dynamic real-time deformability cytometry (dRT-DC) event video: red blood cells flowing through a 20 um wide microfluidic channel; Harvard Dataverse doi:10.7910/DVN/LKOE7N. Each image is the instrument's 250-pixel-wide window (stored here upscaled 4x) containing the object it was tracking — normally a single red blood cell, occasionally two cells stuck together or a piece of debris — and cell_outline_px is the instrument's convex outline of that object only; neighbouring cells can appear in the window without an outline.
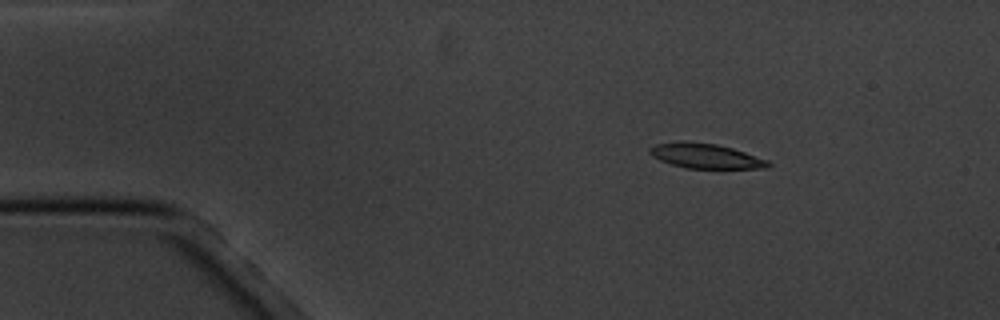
{"species": "common noctule bat (a hibernating species)", "species_latin": "Nyctalus noctula", "temperature_condition": "cold", "stored_images_in_passage": 3, "camera_frame_rate_fps": 3000, "um_per_image_px": 0.085, "animal": {"sex": "male", "body_mass_g": 20.1, "forearm_length_mm": 53.5}, "frame": {"image": 1, "passage_image": 1, "time_ms": 0.0, "image_size_px": [1000, 320], "cell_outline_px": [[772, 164], [768, 168], [688, 168], [672, 164], [660, 160], [652, 156], [648, 152], [648, 148], [656, 144], [680, 140], [716, 144], [732, 148], [768, 160]], "centroid_in_image_um": [59.95, 13.24], "position_along_channel_um": 25.1, "area_um2": 17.11}}